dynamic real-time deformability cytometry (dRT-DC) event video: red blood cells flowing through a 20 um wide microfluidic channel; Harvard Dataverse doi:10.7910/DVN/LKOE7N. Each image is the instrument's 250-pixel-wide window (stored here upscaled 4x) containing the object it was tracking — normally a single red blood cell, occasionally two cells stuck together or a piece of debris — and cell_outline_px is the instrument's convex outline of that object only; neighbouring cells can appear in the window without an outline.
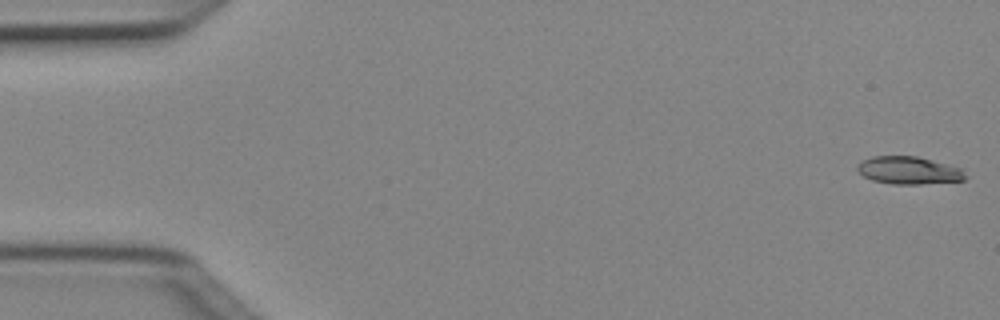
{"species": "Egyptian fruit bat (a non-hibernating species)", "species_latin": "Rousettus aegyptiacus", "temperature_condition": "cold", "stored_images_in_passage": 4, "camera_frame_rate_fps": 3000, "um_per_image_px": 0.085, "animal": {"sex": "female"}, "frame": {"image": 1, "passage_image": 1, "time_ms": 0.0, "image_size_px": [1000, 320], "cell_outline_px": [[968, 176], [964, 180], [920, 184], [892, 184], [872, 180], [864, 176], [856, 168], [864, 160], [872, 156], [916, 156], [960, 168]], "centroid_in_image_um": [77.25, 14.49], "position_along_channel_um": 7.7, "area_um2": 17.11}}
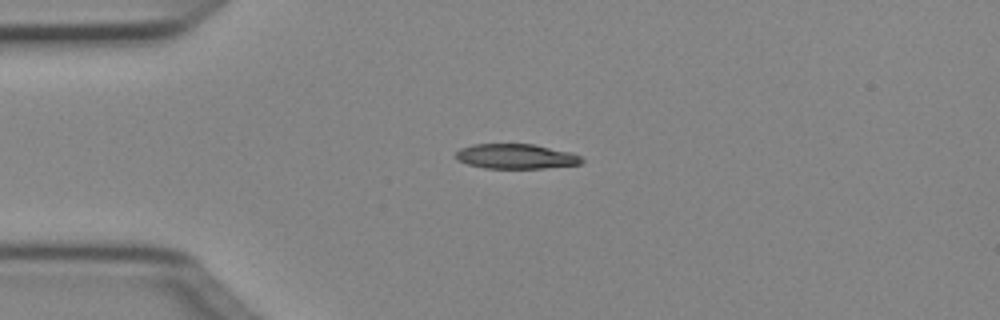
{"frame": {"image": 2, "passage_image": 4, "time_ms": 1.0, "image_size_px": [1000, 320], "cell_outline_px": [[584, 160], [580, 164], [544, 168], [484, 168], [468, 164], [460, 160], [456, 156], [456, 152], [460, 148], [472, 144], [532, 144], [572, 152], [580, 156]], "centroid_in_image_um": [43.88, 13.29], "position_along_channel_um": 41.1, "area_um2": 18.15}}